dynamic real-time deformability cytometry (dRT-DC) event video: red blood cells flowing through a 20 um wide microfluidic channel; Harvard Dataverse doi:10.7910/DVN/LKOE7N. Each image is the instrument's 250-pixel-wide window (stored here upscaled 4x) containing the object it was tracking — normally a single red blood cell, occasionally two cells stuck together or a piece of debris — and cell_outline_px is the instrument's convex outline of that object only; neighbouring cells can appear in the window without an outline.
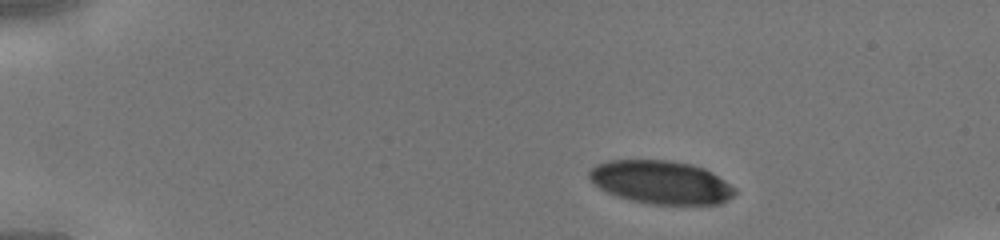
{"species": "human", "species_latin": "Homo sapiens", "temperature_condition": "cold", "stored_images_in_passage": 38, "camera_frame_rate_fps": 3000, "um_per_image_px": 0.085, "donor": {"sex": "male"}, "frame": {"image": 1, "passage_image": 1, "time_ms": 0.0, "image_size_px": [1000, 240], "cell_outline_px": [[736, 192], [728, 200], [720, 204], [652, 204], [632, 200], [616, 196], [600, 188], [588, 176], [588, 172], [596, 164], [608, 160], [668, 160], [692, 164], [704, 168], [712, 172], [736, 188]], "centroid_in_image_um": [56.2, 15.48], "position_along_channel_um": 28.8, "area_um2": 36.65}}
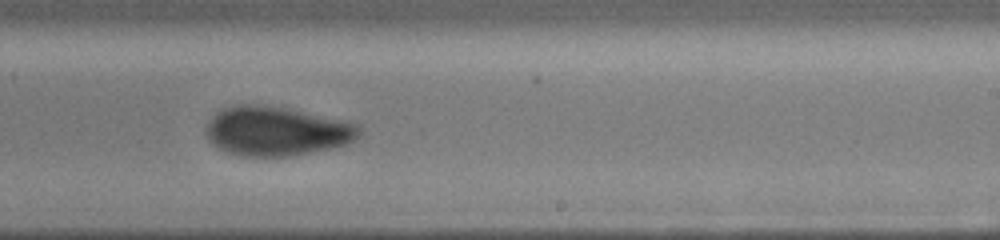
{"frame": {"image": 2, "passage_image": 22, "time_ms": 7.0, "image_size_px": [1000, 240], "cell_outline_px": [[360, 136], [348, 144], [332, 148], [292, 156], [240, 156], [228, 152], [212, 144], [208, 140], [204, 132], [204, 128], [208, 120], [216, 112], [224, 108], [240, 104], [256, 104], [288, 108], [340, 120], [356, 124], [360, 128]], "centroid_in_image_um": [23.45, 11.15], "position_along_channel_um": 265.5, "area_um2": 44.04}}
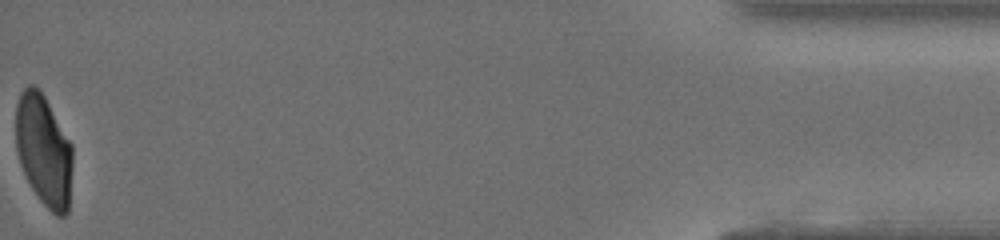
{"frame": {"image": 3, "passage_image": 38, "time_ms": 12.333, "image_size_px": [1000, 240], "cell_outline_px": [[72, 164], [68, 212], [64, 216], [56, 216], [40, 200], [32, 188], [20, 164], [16, 148], [16, 104], [20, 92], [28, 84], [32, 84], [44, 96], [72, 144]], "centroid_in_image_um": [3.72, 12.78], "position_along_channel_um": 431.5, "area_um2": 36.7}}